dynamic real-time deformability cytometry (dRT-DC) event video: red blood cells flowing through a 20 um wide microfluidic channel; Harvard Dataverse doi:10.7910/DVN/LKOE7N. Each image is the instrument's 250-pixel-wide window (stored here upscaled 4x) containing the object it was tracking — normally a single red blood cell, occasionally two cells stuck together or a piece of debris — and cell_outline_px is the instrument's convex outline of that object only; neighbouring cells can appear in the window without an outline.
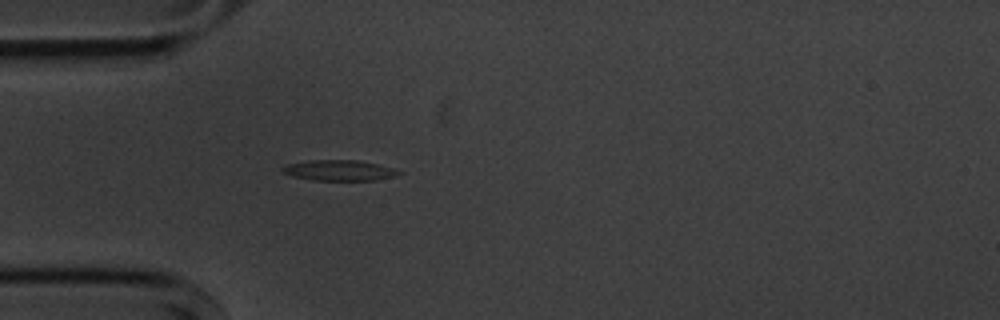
{"species": "common noctule bat (a hibernating species)", "species_latin": "Nyctalus noctula", "temperature_condition": "cold", "stored_images_in_passage": 40, "camera_frame_rate_fps": 3000, "um_per_image_px": 0.085, "animal": {"sex": "male", "body_mass_g": 20.1, "forearm_length_mm": 53.5}, "frame": {"image": 1, "passage_image": 1, "time_ms": 0.0, "image_size_px": [1000, 320], "cell_outline_px": [[404, 172], [396, 176], [376, 180], [312, 180], [292, 176], [284, 172], [280, 168], [288, 164], [308, 160], [356, 160], [396, 168]], "centroid_in_image_um": [28.88, 14.48], "position_along_channel_um": 56.1, "area_um2": 13.99}}
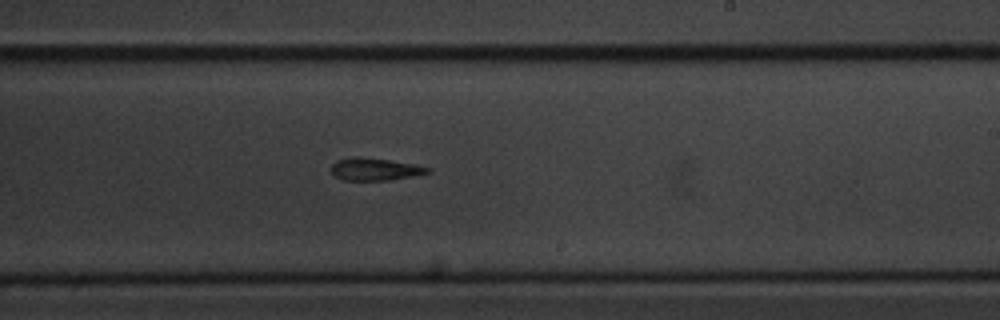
{"frame": {"image": 2, "passage_image": 18, "time_ms": 5.667, "image_size_px": [1000, 320], "cell_outline_px": [[432, 172], [412, 176], [388, 180], [344, 180], [336, 176], [332, 172], [332, 164], [336, 160], [356, 156], [360, 156], [416, 164], [432, 168]], "centroid_in_image_um": [31.9, 14.37], "position_along_channel_um": 257.1, "area_um2": 12.6}}
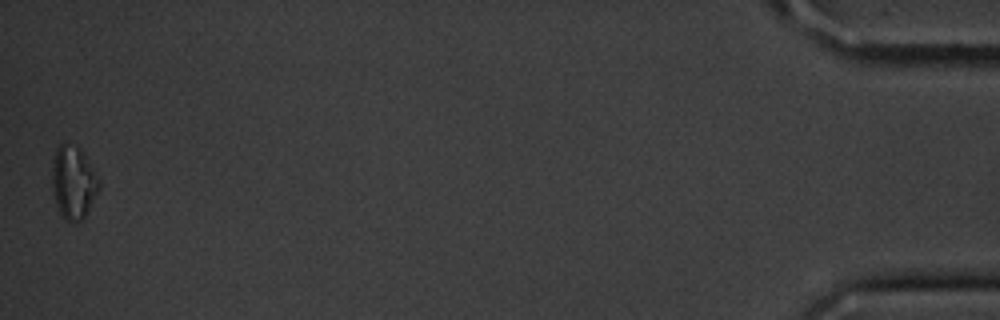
{"frame": {"image": 3, "passage_image": 40, "time_ms": 13.0, "image_size_px": [1000, 320], "cell_outline_px": [[100, 188], [84, 220], [72, 224], [64, 220], [56, 204], [52, 192], [52, 164], [56, 148], [60, 144], [64, 144], [80, 148], [100, 180]], "centroid_in_image_um": [6.24, 15.57], "position_along_channel_um": 429.0, "area_um2": 20.17}, "authors_computed_cell_mechanics": {"area_um2": 13.6986, "velocity_mm_per_s": 3.6128, "shape_relaxation_time_tau1_ms": 4.2734, "shape_relaxation_time_tau2_ms": 5.3676, "deformation_change_tau1": 0.1133, "deformation_change_tau2": 0.1259}}